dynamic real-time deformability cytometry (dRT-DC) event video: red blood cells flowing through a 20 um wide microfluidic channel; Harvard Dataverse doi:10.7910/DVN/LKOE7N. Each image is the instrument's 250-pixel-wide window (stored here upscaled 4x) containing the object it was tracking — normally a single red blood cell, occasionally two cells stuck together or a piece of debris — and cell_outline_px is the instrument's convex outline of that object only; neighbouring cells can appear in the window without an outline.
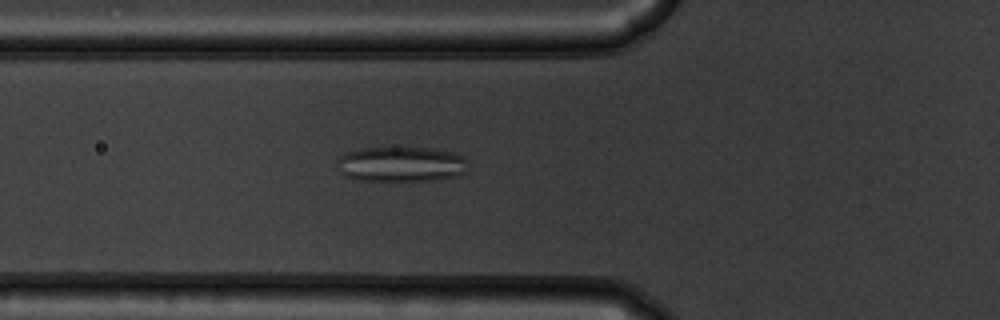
{"species": "common noctule bat (a hibernating species)", "species_latin": "Nyctalus noctula", "temperature_condition": "warm", "stored_images_in_passage": 45, "camera_frame_rate_fps": 3000, "um_per_image_px": 0.085, "animal": {"sex": "male", "body_mass_g": 19.5, "forearm_length_mm": 54.6}, "frame": {"image": 1, "passage_image": 12, "time_ms": 3.667, "image_size_px": [1000, 320], "cell_outline_px": [[468, 172], [456, 176], [440, 180], [356, 180], [344, 176], [340, 172], [336, 164], [336, 160], [344, 152], [364, 148], [432, 148], [452, 152], [464, 156], [468, 160]], "centroid_in_image_um": [34.12, 13.96], "position_along_channel_um": 91.7, "area_um2": 27.22}}
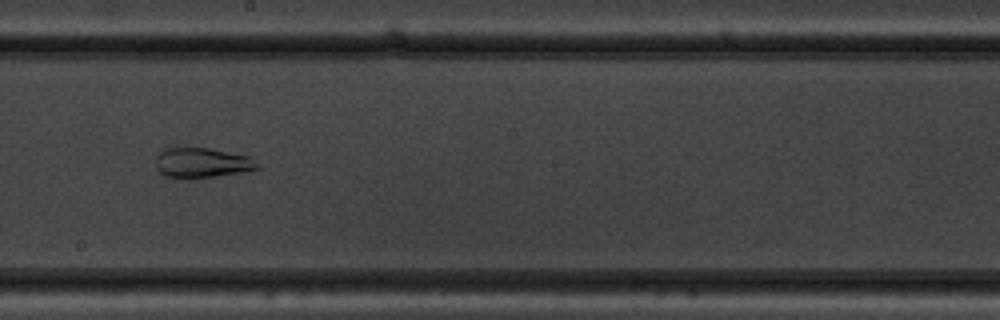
{"frame": {"image": 2, "passage_image": 23, "time_ms": 7.333, "image_size_px": [1000, 320], "cell_outline_px": [[260, 168], [212, 176], [164, 176], [156, 168], [156, 156], [160, 148], [208, 148], [252, 156]], "centroid_in_image_um": [17.14, 13.78], "position_along_channel_um": 231.1, "area_um2": 17.22}}
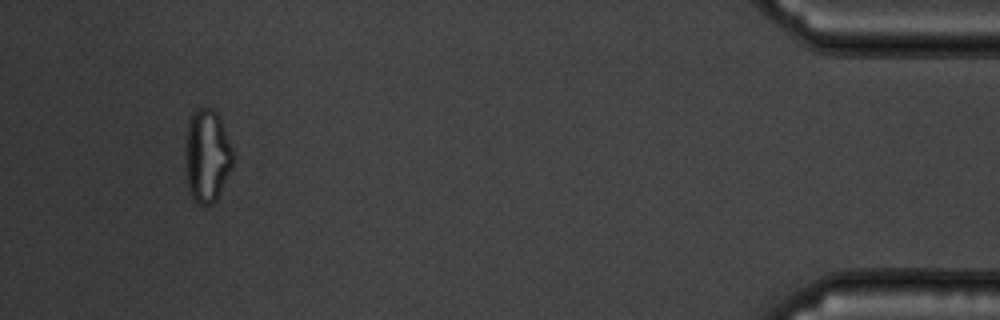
{"frame": {"image": 3, "passage_image": 43, "time_ms": 14.0, "image_size_px": [1000, 320], "cell_outline_px": [[236, 156], [232, 168], [216, 200], [212, 204], [200, 204], [192, 200], [188, 188], [184, 160], [184, 140], [188, 120], [196, 108], [212, 108], [220, 116]], "centroid_in_image_um": [17.59, 13.22], "position_along_channel_um": 417.6, "area_um2": 26.76}}